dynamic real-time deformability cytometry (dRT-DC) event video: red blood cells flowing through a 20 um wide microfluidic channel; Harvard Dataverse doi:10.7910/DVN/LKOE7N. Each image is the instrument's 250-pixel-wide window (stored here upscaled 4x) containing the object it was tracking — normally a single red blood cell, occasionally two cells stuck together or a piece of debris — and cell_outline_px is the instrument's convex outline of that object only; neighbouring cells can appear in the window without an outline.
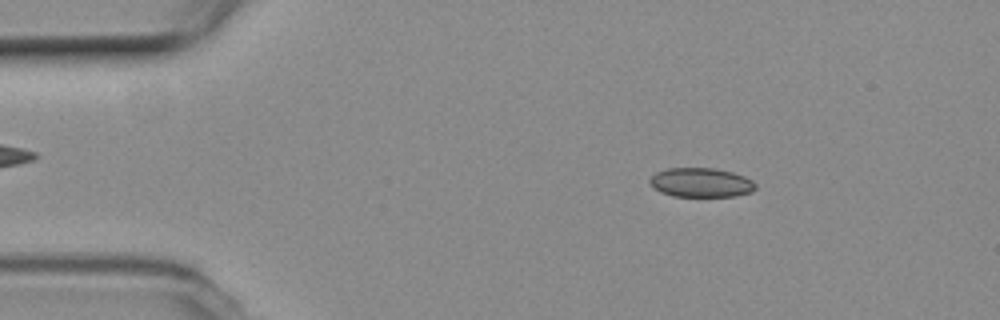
{"species": "common noctule bat (a hibernating species)", "species_latin": "Nyctalus noctula", "temperature_condition": "room temperature", "stored_images_in_passage": 47, "camera_frame_rate_fps": 3000, "um_per_image_px": 0.085, "animal": {"sex": "female", "body_mass_g": 19.3, "forearm_length_mm": 54.1}, "frame": {"image": 1, "passage_image": 8, "time_ms": 2.333, "image_size_px": [1000, 320], "cell_outline_px": [[756, 188], [752, 192], [736, 196], [672, 196], [660, 192], [652, 188], [648, 180], [656, 172], [668, 168], [716, 168], [732, 172], [744, 176], [752, 180], [756, 184]], "centroid_in_image_um": [59.57, 15.52], "position_along_channel_um": 25.4, "area_um2": 18.21}}
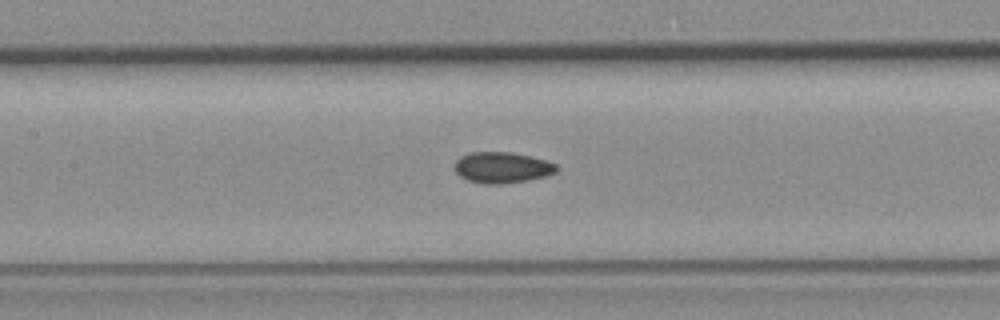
{"frame": {"image": 2, "passage_image": 24, "time_ms": 7.667, "image_size_px": [1000, 320], "cell_outline_px": [[560, 168], [556, 172], [548, 176], [528, 180], [500, 184], [484, 184], [468, 180], [460, 176], [456, 172], [456, 160], [460, 156], [472, 152], [508, 152], [528, 156], [544, 160], [556, 164]], "centroid_in_image_um": [42.7, 14.25], "position_along_channel_um": 164.7, "area_um2": 18.32}}
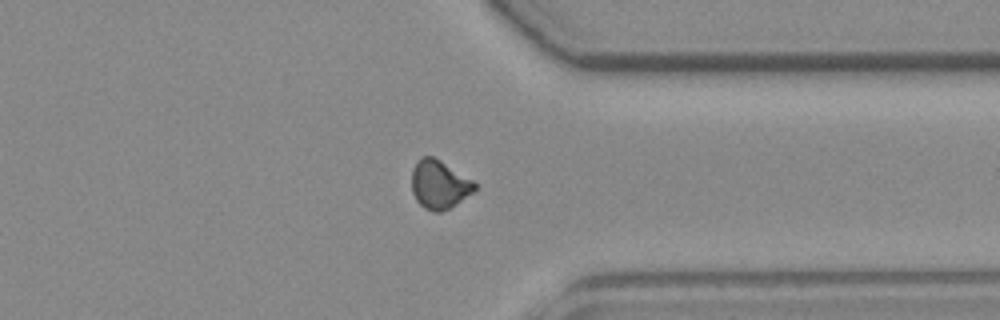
{"frame": {"image": 3, "passage_image": 41, "time_ms": 13.333, "image_size_px": [1000, 320], "cell_outline_px": [[476, 188], [472, 192], [448, 208], [440, 212], [432, 212], [424, 208], [416, 200], [412, 192], [412, 168], [416, 160], [420, 156], [432, 156], [440, 160], [472, 180], [476, 184]], "centroid_in_image_um": [37.28, 15.66], "position_along_channel_um": 374.1, "area_um2": 17.63}, "authors_computed_cell_mechanics": {"area_um2": 18.0914, "velocity_mm_per_s": 3.7822, "shape_relaxation_time_tau1_ms": null, "shape_relaxation_time_tau2_ms": 2.9833, "deformation_change_tau1": null, "deformation_change_tau2": 0.0574}}